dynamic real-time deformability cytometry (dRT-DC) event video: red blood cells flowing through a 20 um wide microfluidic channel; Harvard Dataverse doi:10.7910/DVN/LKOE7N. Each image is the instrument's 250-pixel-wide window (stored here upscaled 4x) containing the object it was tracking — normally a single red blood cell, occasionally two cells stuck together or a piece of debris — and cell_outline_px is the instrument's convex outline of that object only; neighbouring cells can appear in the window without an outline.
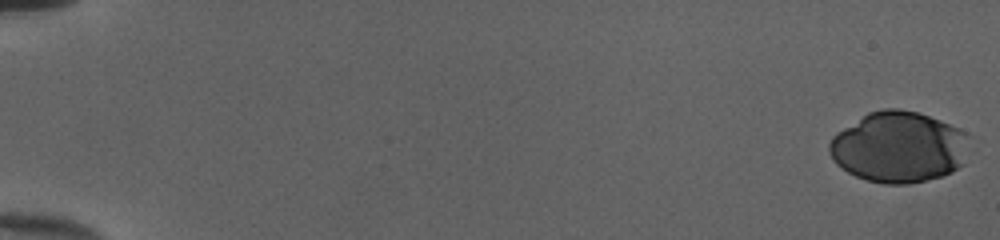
{"species": "human", "species_latin": "Homo sapiens", "temperature_condition": "cold", "stored_images_in_passage": 52, "camera_frame_rate_fps": 3000, "um_per_image_px": 0.085, "donor": {"sex": "female"}, "frame": {"image": 1, "passage_image": 1, "time_ms": 0.0, "image_size_px": [1000, 240], "cell_outline_px": [[968, 136], [964, 164], [952, 172], [940, 176], [908, 184], [884, 184], [868, 180], [856, 176], [848, 172], [836, 164], [832, 160], [828, 152], [828, 144], [832, 136], [836, 132], [868, 112], [884, 108], [900, 108], [916, 112], [940, 120], [960, 128], [968, 132]], "centroid_in_image_um": [76.37, 12.49], "position_along_channel_um": 8.6, "area_um2": 58.2}}